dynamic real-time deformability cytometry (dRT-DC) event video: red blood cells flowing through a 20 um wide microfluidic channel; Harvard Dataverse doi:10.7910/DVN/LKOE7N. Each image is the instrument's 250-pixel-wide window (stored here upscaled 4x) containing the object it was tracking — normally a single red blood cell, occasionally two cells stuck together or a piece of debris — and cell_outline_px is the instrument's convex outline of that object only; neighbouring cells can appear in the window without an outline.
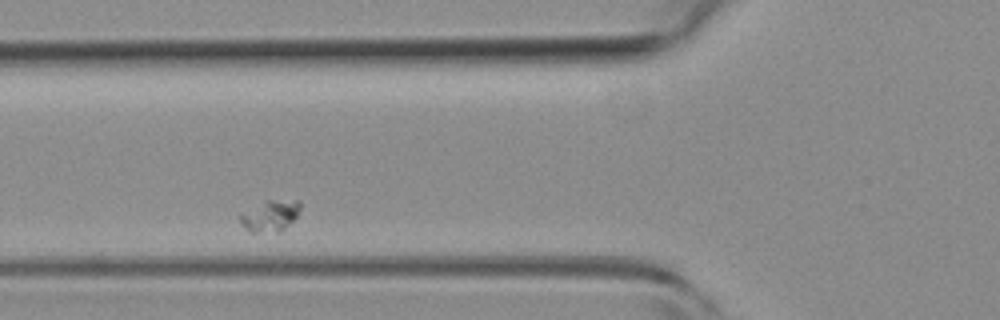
{"species": "common noctule bat (a hibernating species)", "species_latin": "Nyctalus noctula", "temperature_condition": "room temperature", "stored_images_in_passage": 5, "camera_frame_rate_fps": 3000, "um_per_image_px": 0.085, "animal": {"sex": "female", "body_mass_g": 19.3, "forearm_length_mm": 54.1}, "frame": {"image": 1, "passage_image": 3, "time_ms": 0.667, "image_size_px": [1000, 320], "cell_outline_px": [[300, 208], [296, 216], [280, 232], [252, 232], [236, 216], [264, 200], [300, 200]], "centroid_in_image_um": [22.96, 18.31], "position_along_channel_um": 102.8, "area_um2": 10.75}}
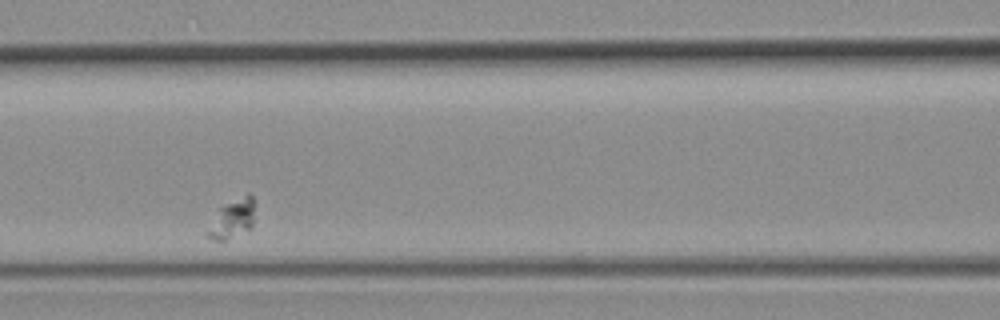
{"frame": {"image": 2, "passage_image": 4, "time_ms": 1.0, "image_size_px": [1000, 320], "cell_outline_px": [[252, 228], [224, 240], [212, 240], [204, 232], [220, 208], [248, 192], [252, 196]], "centroid_in_image_um": [19.7, 18.62], "position_along_channel_um": 146.9, "area_um2": 10.29}}
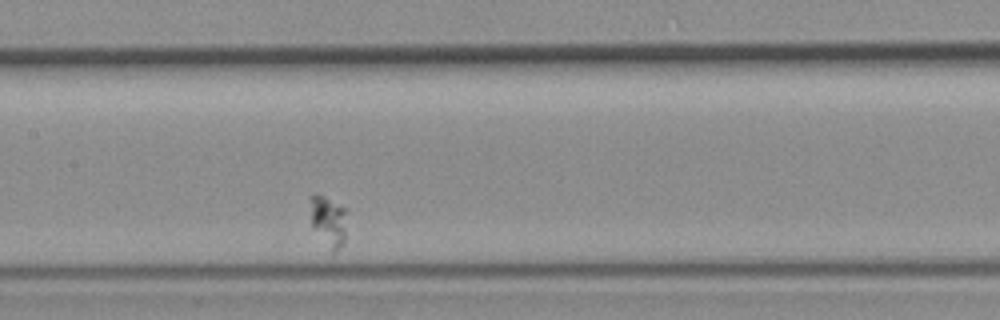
{"frame": {"image": 3, "passage_image": 5, "time_ms": 1.333, "image_size_px": [1000, 320], "cell_outline_px": [[344, 244], [332, 252], [312, 228], [308, 200], [308, 196], [316, 192], [324, 196], [344, 208]], "centroid_in_image_um": [27.82, 18.74], "position_along_channel_um": 179.6, "area_um2": 10.75}}